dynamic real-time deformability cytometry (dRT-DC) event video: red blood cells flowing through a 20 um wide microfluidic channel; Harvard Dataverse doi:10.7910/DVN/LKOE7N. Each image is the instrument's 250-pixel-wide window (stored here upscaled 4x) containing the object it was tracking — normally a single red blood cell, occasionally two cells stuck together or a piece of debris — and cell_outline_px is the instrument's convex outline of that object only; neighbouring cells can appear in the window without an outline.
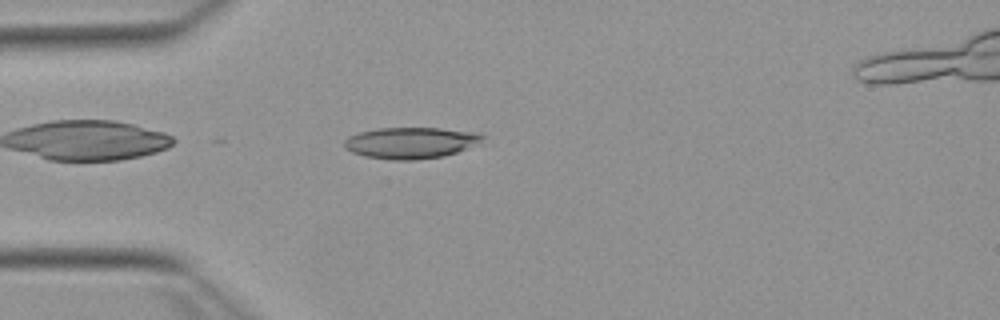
{"species": "Egyptian fruit bat (a non-hibernating species)", "species_latin": "Rousettus aegyptiacus", "temperature_condition": "warm", "stored_images_in_passage": 43, "camera_frame_rate_fps": 3000, "um_per_image_px": 0.085, "animal": {"sex": "female"}, "frame": {"image": 1, "passage_image": 4, "time_ms": 1.0, "image_size_px": [1000, 320], "cell_outline_px": [[484, 136], [480, 140], [456, 152], [444, 156], [416, 160], [392, 160], [364, 156], [352, 152], [344, 148], [344, 140], [348, 136], [360, 132], [380, 128], [440, 128], [472, 132]], "centroid_in_image_um": [34.8, 12.14], "position_along_channel_um": 50.2, "area_um2": 24.8}}
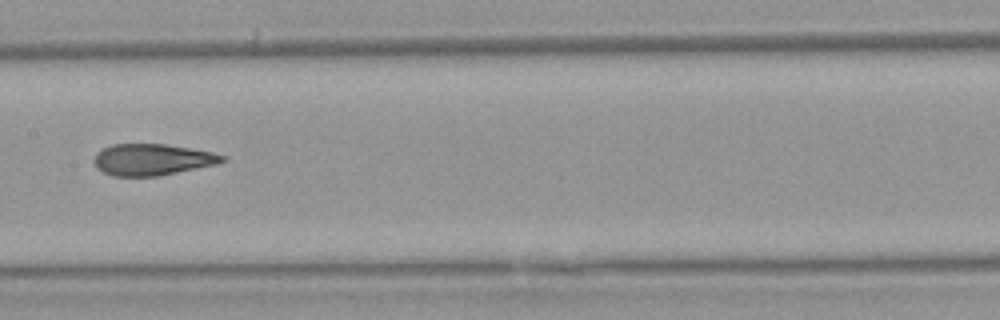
{"frame": {"image": 2, "passage_image": 16, "time_ms": 5.0, "image_size_px": [1000, 320], "cell_outline_px": [[228, 160], [216, 164], [156, 176], [112, 176], [96, 168], [92, 160], [96, 152], [112, 144], [164, 144], [192, 148], [212, 152], [228, 156]], "centroid_in_image_um": [12.93, 13.56], "position_along_channel_um": 194.5, "area_um2": 23.58}}
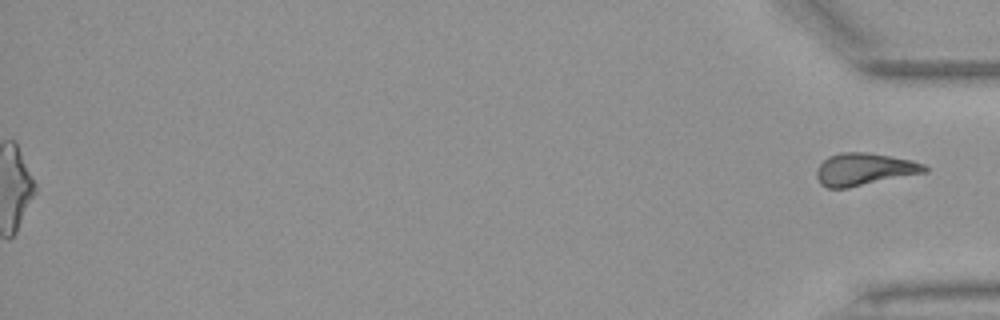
{"frame": {"image": 3, "passage_image": 43, "time_ms": 14.0, "image_size_px": [1000, 320], "cell_outline_px": [[928, 172], [848, 188], [828, 188], [820, 184], [816, 176], [816, 168], [828, 156], [840, 152], [868, 152], [912, 160], [924, 164], [928, 168]], "centroid_in_image_um": [73.46, 14.39], "position_along_channel_um": 361.7, "area_um2": 20.58}, "authors_computed_cell_mechanics": {"area_um2": 23.9292, "velocity_mm_per_s": 3.8766, "shape_relaxation_time_tau1_ms": 9.0434, "shape_relaxation_time_tau2_ms": 1.8844, "deformation_change_tau1": 0.2366, "deformation_change_tau2": 0.1007}}